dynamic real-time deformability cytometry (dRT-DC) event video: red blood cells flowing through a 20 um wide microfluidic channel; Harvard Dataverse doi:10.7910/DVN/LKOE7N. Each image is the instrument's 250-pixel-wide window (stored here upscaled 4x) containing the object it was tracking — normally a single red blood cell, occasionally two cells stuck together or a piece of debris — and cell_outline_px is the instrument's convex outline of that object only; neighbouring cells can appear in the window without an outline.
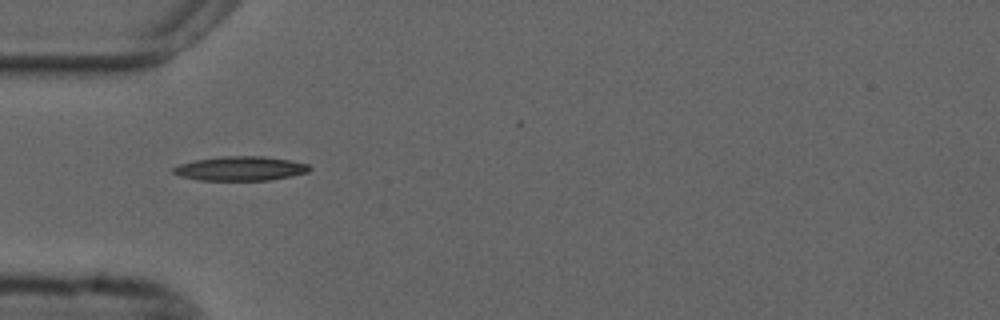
{"species": "common noctule bat (a hibernating species)", "species_latin": "Nyctalus noctula", "temperature_condition": "cold", "stored_images_in_passage": 39, "camera_frame_rate_fps": 3000, "um_per_image_px": 0.085, "animal": {"sex": "male", "forearm_length_mm": 52.5}, "frame": {"image": 1, "passage_image": 1, "time_ms": 0.0, "image_size_px": [1000, 320], "cell_outline_px": [[312, 168], [308, 172], [292, 176], [272, 180], [196, 180], [180, 176], [172, 172], [172, 168], [180, 164], [196, 160], [224, 156], [264, 156], [288, 160], [308, 164]], "centroid_in_image_um": [20.45, 14.33], "position_along_channel_um": 64.6, "area_um2": 19.25}}
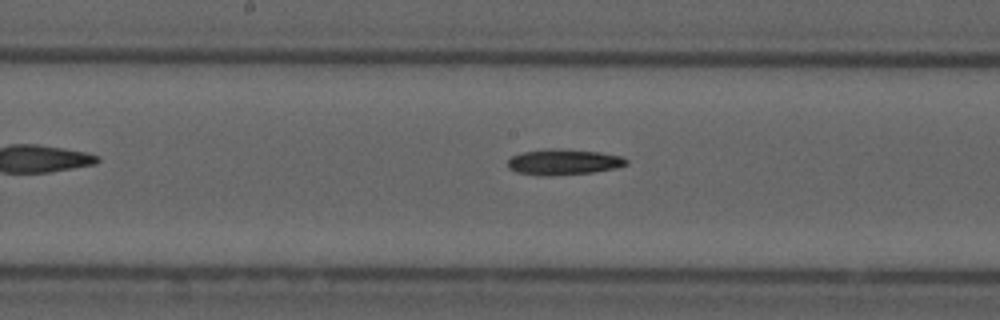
{"frame": {"image": 2, "passage_image": 12, "time_ms": 3.667, "image_size_px": [1000, 320], "cell_outline_px": [[628, 164], [616, 168], [592, 172], [552, 176], [540, 176], [516, 172], [508, 168], [508, 160], [512, 156], [524, 152], [548, 148], [560, 148], [600, 152], [624, 156], [628, 160]], "centroid_in_image_um": [47.92, 13.77], "position_along_channel_um": 200.3, "area_um2": 18.03}}
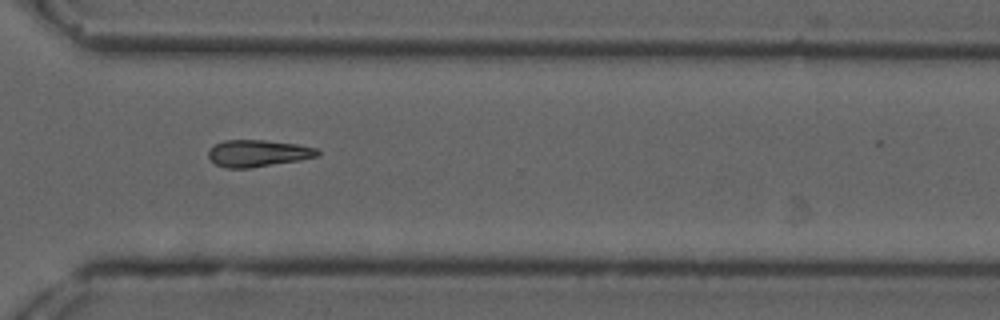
{"frame": {"image": 3, "passage_image": 24, "time_ms": 7.667, "image_size_px": [1000, 320], "cell_outline_px": [[320, 156], [300, 160], [248, 168], [224, 168], [216, 164], [208, 156], [208, 152], [216, 144], [224, 140], [264, 140], [296, 144], [316, 148], [320, 152]], "centroid_in_image_um": [21.94, 13.03], "position_along_channel_um": 348.7, "area_um2": 16.94}, "authors_computed_cell_mechanics": {"area_um2": 16.9932, "velocity_mm_per_s": 3.7209, "shape_relaxation_time_tau1_ms": 4.5002, "shape_relaxation_time_tau2_ms": null, "deformation_change_tau1": 0.1455, "deformation_change_tau2": null}}